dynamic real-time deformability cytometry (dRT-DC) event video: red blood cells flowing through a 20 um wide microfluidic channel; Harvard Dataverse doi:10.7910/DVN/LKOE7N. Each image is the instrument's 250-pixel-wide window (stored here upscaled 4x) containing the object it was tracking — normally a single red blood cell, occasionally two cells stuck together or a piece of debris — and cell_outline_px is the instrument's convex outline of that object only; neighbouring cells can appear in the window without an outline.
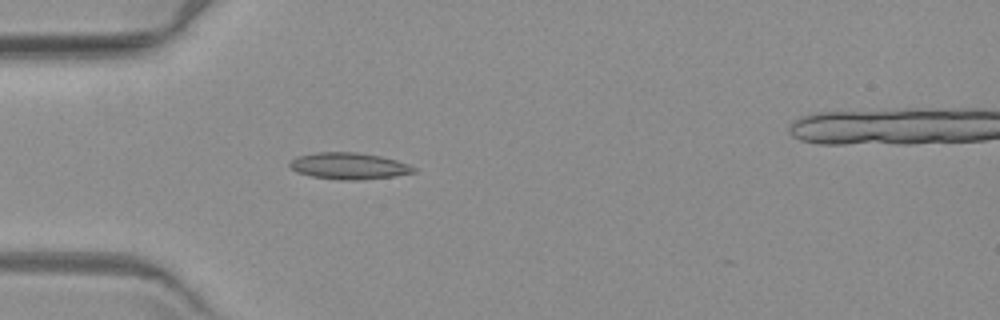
{"species": "common noctule bat (a hibernating species)", "species_latin": "Nyctalus noctula", "temperature_condition": "warm", "stored_images_in_passage": 6, "camera_frame_rate_fps": 3000, "um_per_image_px": 0.085, "animal": {"sex": "female", "body_mass_g": 19.3, "forearm_length_mm": 54.1}, "frame": {"image": 1, "passage_image": 5, "time_ms": 5.667, "image_size_px": [1000, 320], "cell_outline_px": [[416, 172], [392, 176], [364, 180], [340, 180], [312, 176], [296, 172], [288, 164], [296, 156], [316, 152], [356, 152], [380, 156], [396, 160], [408, 164], [416, 168]], "centroid_in_image_um": [29.64, 14.11], "position_along_channel_um": 55.4, "area_um2": 19.19}}